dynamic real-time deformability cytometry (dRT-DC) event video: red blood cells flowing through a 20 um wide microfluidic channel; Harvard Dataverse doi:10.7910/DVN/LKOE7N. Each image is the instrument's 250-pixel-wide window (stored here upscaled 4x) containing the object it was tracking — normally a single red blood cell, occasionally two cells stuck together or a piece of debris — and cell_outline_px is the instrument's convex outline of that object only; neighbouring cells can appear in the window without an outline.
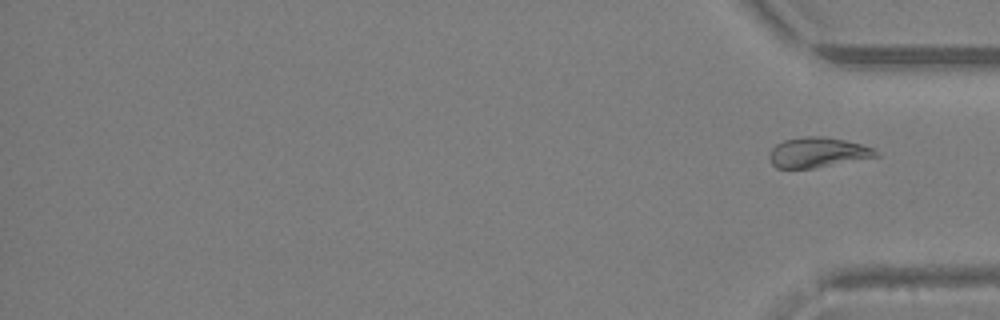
{"species": "Egyptian fruit bat (a non-hibernating species)", "species_latin": "Rousettus aegyptiacus", "temperature_condition": "warm", "stored_images_in_passage": 36, "segment_of_instrument_passage": [2, 2], "camera_frame_rate_fps": 3000, "um_per_image_px": 0.085, "animal": {"sex": "female"}, "frame": {"image": 1, "passage_image": 36, "time_ms": 11.667, "image_size_px": [1000, 320], "cell_outline_px": [[880, 156], [812, 168], [776, 168], [772, 164], [768, 156], [772, 148], [776, 144], [784, 140], [804, 136], [824, 136], [844, 140], [860, 144], [872, 148], [880, 152]], "centroid_in_image_um": [69.49, 12.95], "position_along_channel_um": 365.7, "area_um2": 18.61}}